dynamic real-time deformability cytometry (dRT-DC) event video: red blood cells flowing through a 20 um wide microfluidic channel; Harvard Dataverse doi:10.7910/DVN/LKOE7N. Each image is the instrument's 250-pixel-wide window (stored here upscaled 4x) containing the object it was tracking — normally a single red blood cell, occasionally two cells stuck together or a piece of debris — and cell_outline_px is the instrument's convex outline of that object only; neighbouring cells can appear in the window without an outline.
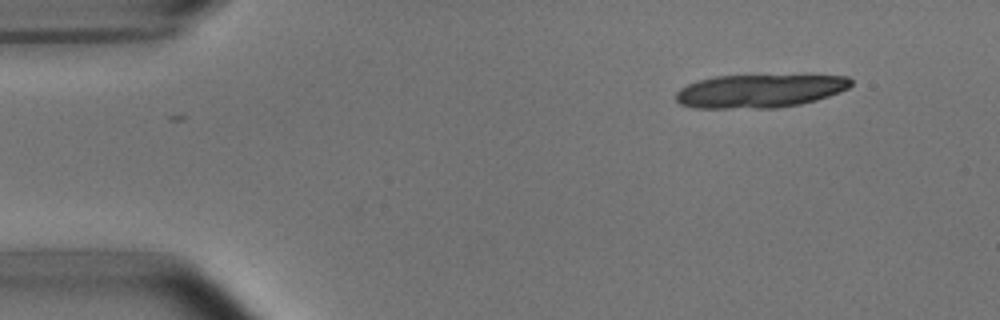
{"species": "common noctule bat (a hibernating species)", "species_latin": "Nyctalus noctula", "temperature_condition": "room temperature", "stored_images_in_passage": 2, "camera_frame_rate_fps": 3000, "um_per_image_px": 0.085, "animal": {"sex": "male", "body_mass_g": 15.6}, "frame": {"image": 1, "passage_image": 2, "time_ms": 1.0, "image_size_px": [1000, 320], "cell_outline_px": [[852, 84], [848, 88], [840, 92], [816, 100], [800, 104], [776, 108], [692, 108], [680, 104], [676, 100], [676, 92], [680, 88], [688, 84], [700, 80], [716, 76], [848, 76], [852, 80]], "centroid_in_image_um": [64.54, 7.75], "position_along_channel_um": 20.5, "area_um2": 33.76}}